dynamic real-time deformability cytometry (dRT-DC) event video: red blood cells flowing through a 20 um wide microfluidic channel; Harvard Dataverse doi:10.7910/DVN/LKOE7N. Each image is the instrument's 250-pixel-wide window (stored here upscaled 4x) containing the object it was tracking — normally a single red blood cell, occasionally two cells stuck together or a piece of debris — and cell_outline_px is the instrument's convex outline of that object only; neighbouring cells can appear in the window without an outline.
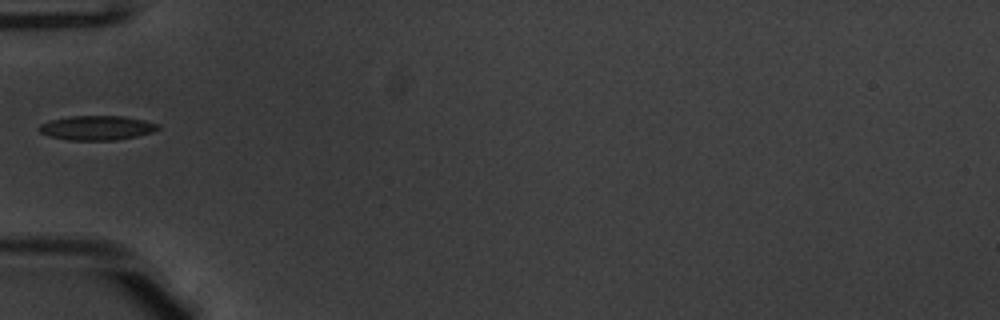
{"species": "common noctule bat (a hibernating species)", "species_latin": "Nyctalus noctula", "temperature_condition": "warm", "stored_images_in_passage": 34, "camera_frame_rate_fps": 3000, "um_per_image_px": 0.085, "animal": {"sex": "male", "body_mass_g": 20.1, "forearm_length_mm": 53.5}, "frame": {"image": 1, "passage_image": 1, "time_ms": 0.0, "image_size_px": [1000, 320], "cell_outline_px": [[160, 128], [152, 132], [136, 136], [116, 140], [68, 140], [48, 136], [40, 132], [36, 128], [40, 124], [48, 120], [72, 116], [124, 116], [144, 120], [160, 124]], "centroid_in_image_um": [8.2, 10.86], "position_along_channel_um": 76.8, "area_um2": 17.05}}
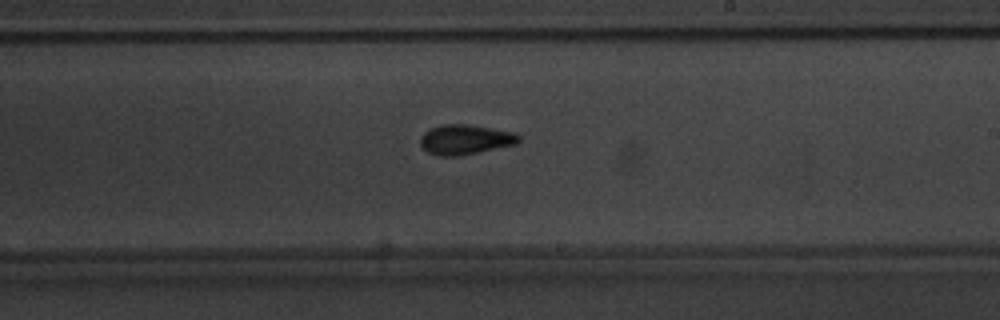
{"frame": {"image": 2, "passage_image": 14, "time_ms": 4.333, "image_size_px": [1000, 320], "cell_outline_px": [[520, 140], [516, 144], [456, 156], [436, 156], [428, 152], [420, 144], [420, 136], [424, 132], [440, 124], [468, 124], [516, 132], [520, 136]], "centroid_in_image_um": [39.53, 11.85], "position_along_channel_um": 249.5, "area_um2": 17.11}}
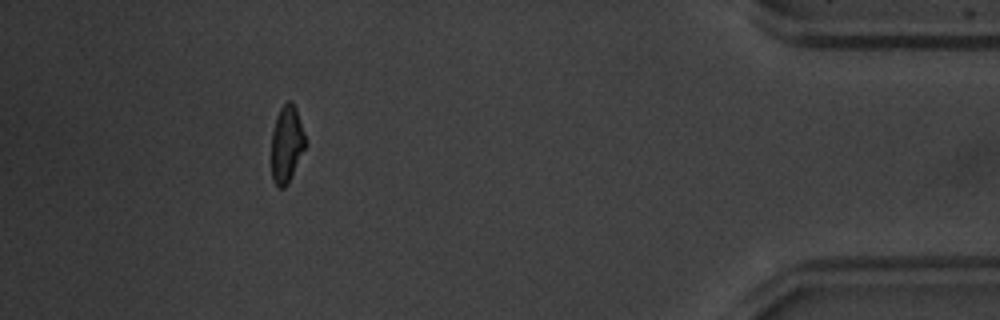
{"frame": {"image": 3, "passage_image": 30, "time_ms": 9.667, "image_size_px": [1000, 320], "cell_outline_px": [[304, 148], [288, 184], [284, 188], [280, 188], [272, 180], [272, 132], [276, 116], [280, 108], [288, 100], [292, 100], [296, 108], [304, 132]], "centroid_in_image_um": [24.35, 12.23], "position_along_channel_um": 410.9, "area_um2": 14.97}}